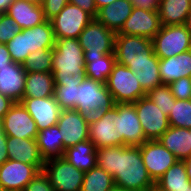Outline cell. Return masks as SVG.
<instances>
[{"mask_svg": "<svg viewBox=\"0 0 191 191\" xmlns=\"http://www.w3.org/2000/svg\"><path fill=\"white\" fill-rule=\"evenodd\" d=\"M4 14H5V12L0 10V22H1L2 18H3V16H4Z\"/></svg>", "mask_w": 191, "mask_h": 191, "instance_id": "cell-55", "label": "cell"}, {"mask_svg": "<svg viewBox=\"0 0 191 191\" xmlns=\"http://www.w3.org/2000/svg\"><path fill=\"white\" fill-rule=\"evenodd\" d=\"M152 43L155 55L165 59L190 50L191 35L185 24L161 26Z\"/></svg>", "mask_w": 191, "mask_h": 191, "instance_id": "cell-7", "label": "cell"}, {"mask_svg": "<svg viewBox=\"0 0 191 191\" xmlns=\"http://www.w3.org/2000/svg\"><path fill=\"white\" fill-rule=\"evenodd\" d=\"M143 163L156 182L178 159L158 140H147L140 146Z\"/></svg>", "mask_w": 191, "mask_h": 191, "instance_id": "cell-12", "label": "cell"}, {"mask_svg": "<svg viewBox=\"0 0 191 191\" xmlns=\"http://www.w3.org/2000/svg\"><path fill=\"white\" fill-rule=\"evenodd\" d=\"M116 62L128 67L135 73L141 87L147 93L162 85L159 72L160 59L157 55L136 58H115Z\"/></svg>", "mask_w": 191, "mask_h": 191, "instance_id": "cell-13", "label": "cell"}, {"mask_svg": "<svg viewBox=\"0 0 191 191\" xmlns=\"http://www.w3.org/2000/svg\"><path fill=\"white\" fill-rule=\"evenodd\" d=\"M159 72L163 84L182 77H191V49L177 56L160 59Z\"/></svg>", "mask_w": 191, "mask_h": 191, "instance_id": "cell-24", "label": "cell"}, {"mask_svg": "<svg viewBox=\"0 0 191 191\" xmlns=\"http://www.w3.org/2000/svg\"><path fill=\"white\" fill-rule=\"evenodd\" d=\"M27 43L30 53L38 49H51L55 46L54 31L51 21L36 25L35 27L27 29Z\"/></svg>", "mask_w": 191, "mask_h": 191, "instance_id": "cell-32", "label": "cell"}, {"mask_svg": "<svg viewBox=\"0 0 191 191\" xmlns=\"http://www.w3.org/2000/svg\"><path fill=\"white\" fill-rule=\"evenodd\" d=\"M115 63L114 54H106L103 57L85 58V77L105 84Z\"/></svg>", "mask_w": 191, "mask_h": 191, "instance_id": "cell-33", "label": "cell"}, {"mask_svg": "<svg viewBox=\"0 0 191 191\" xmlns=\"http://www.w3.org/2000/svg\"><path fill=\"white\" fill-rule=\"evenodd\" d=\"M190 35H191V10L188 12L187 20L185 23Z\"/></svg>", "mask_w": 191, "mask_h": 191, "instance_id": "cell-51", "label": "cell"}, {"mask_svg": "<svg viewBox=\"0 0 191 191\" xmlns=\"http://www.w3.org/2000/svg\"><path fill=\"white\" fill-rule=\"evenodd\" d=\"M36 142L45 161L62 157L64 154V144L58 125L38 131Z\"/></svg>", "mask_w": 191, "mask_h": 191, "instance_id": "cell-29", "label": "cell"}, {"mask_svg": "<svg viewBox=\"0 0 191 191\" xmlns=\"http://www.w3.org/2000/svg\"><path fill=\"white\" fill-rule=\"evenodd\" d=\"M54 48L38 49L28 55L22 66L26 73L52 72Z\"/></svg>", "mask_w": 191, "mask_h": 191, "instance_id": "cell-35", "label": "cell"}, {"mask_svg": "<svg viewBox=\"0 0 191 191\" xmlns=\"http://www.w3.org/2000/svg\"><path fill=\"white\" fill-rule=\"evenodd\" d=\"M20 103L35 121L38 131L57 125L61 108L54 96L47 98L23 97Z\"/></svg>", "mask_w": 191, "mask_h": 191, "instance_id": "cell-17", "label": "cell"}, {"mask_svg": "<svg viewBox=\"0 0 191 191\" xmlns=\"http://www.w3.org/2000/svg\"><path fill=\"white\" fill-rule=\"evenodd\" d=\"M43 171L55 191H81L85 172L76 169L65 158L46 160Z\"/></svg>", "mask_w": 191, "mask_h": 191, "instance_id": "cell-8", "label": "cell"}, {"mask_svg": "<svg viewBox=\"0 0 191 191\" xmlns=\"http://www.w3.org/2000/svg\"><path fill=\"white\" fill-rule=\"evenodd\" d=\"M146 191H165L160 186H158L156 183H154L149 189Z\"/></svg>", "mask_w": 191, "mask_h": 191, "instance_id": "cell-52", "label": "cell"}, {"mask_svg": "<svg viewBox=\"0 0 191 191\" xmlns=\"http://www.w3.org/2000/svg\"><path fill=\"white\" fill-rule=\"evenodd\" d=\"M155 183L165 191H186L191 181L186 173L184 161L178 160Z\"/></svg>", "mask_w": 191, "mask_h": 191, "instance_id": "cell-31", "label": "cell"}, {"mask_svg": "<svg viewBox=\"0 0 191 191\" xmlns=\"http://www.w3.org/2000/svg\"><path fill=\"white\" fill-rule=\"evenodd\" d=\"M114 106L113 96L104 83L85 77L78 85L75 109L81 114L91 117Z\"/></svg>", "mask_w": 191, "mask_h": 191, "instance_id": "cell-4", "label": "cell"}, {"mask_svg": "<svg viewBox=\"0 0 191 191\" xmlns=\"http://www.w3.org/2000/svg\"><path fill=\"white\" fill-rule=\"evenodd\" d=\"M147 140H157L169 127V119L147 96L133 103Z\"/></svg>", "mask_w": 191, "mask_h": 191, "instance_id": "cell-10", "label": "cell"}, {"mask_svg": "<svg viewBox=\"0 0 191 191\" xmlns=\"http://www.w3.org/2000/svg\"><path fill=\"white\" fill-rule=\"evenodd\" d=\"M115 37L116 33L93 18L78 37L79 44L83 48L84 58L114 54Z\"/></svg>", "mask_w": 191, "mask_h": 191, "instance_id": "cell-6", "label": "cell"}, {"mask_svg": "<svg viewBox=\"0 0 191 191\" xmlns=\"http://www.w3.org/2000/svg\"><path fill=\"white\" fill-rule=\"evenodd\" d=\"M1 125L7 136L36 139L38 134L35 121L20 102H15L8 110Z\"/></svg>", "mask_w": 191, "mask_h": 191, "instance_id": "cell-14", "label": "cell"}, {"mask_svg": "<svg viewBox=\"0 0 191 191\" xmlns=\"http://www.w3.org/2000/svg\"><path fill=\"white\" fill-rule=\"evenodd\" d=\"M14 104L15 102L11 98L0 93V122Z\"/></svg>", "mask_w": 191, "mask_h": 191, "instance_id": "cell-46", "label": "cell"}, {"mask_svg": "<svg viewBox=\"0 0 191 191\" xmlns=\"http://www.w3.org/2000/svg\"><path fill=\"white\" fill-rule=\"evenodd\" d=\"M157 140L180 161L191 156L190 129L170 126Z\"/></svg>", "mask_w": 191, "mask_h": 191, "instance_id": "cell-22", "label": "cell"}, {"mask_svg": "<svg viewBox=\"0 0 191 191\" xmlns=\"http://www.w3.org/2000/svg\"><path fill=\"white\" fill-rule=\"evenodd\" d=\"M186 191H191V185L188 186L187 190Z\"/></svg>", "mask_w": 191, "mask_h": 191, "instance_id": "cell-56", "label": "cell"}, {"mask_svg": "<svg viewBox=\"0 0 191 191\" xmlns=\"http://www.w3.org/2000/svg\"><path fill=\"white\" fill-rule=\"evenodd\" d=\"M30 3H33V4H36V5H39V6H42L44 0H26Z\"/></svg>", "mask_w": 191, "mask_h": 191, "instance_id": "cell-53", "label": "cell"}, {"mask_svg": "<svg viewBox=\"0 0 191 191\" xmlns=\"http://www.w3.org/2000/svg\"><path fill=\"white\" fill-rule=\"evenodd\" d=\"M69 3L78 6L80 9L89 13L93 18L97 17L98 10L94 0H69Z\"/></svg>", "mask_w": 191, "mask_h": 191, "instance_id": "cell-43", "label": "cell"}, {"mask_svg": "<svg viewBox=\"0 0 191 191\" xmlns=\"http://www.w3.org/2000/svg\"><path fill=\"white\" fill-rule=\"evenodd\" d=\"M90 117L81 114L76 109L61 110L58 128L64 144V151L79 142L89 139Z\"/></svg>", "mask_w": 191, "mask_h": 191, "instance_id": "cell-11", "label": "cell"}, {"mask_svg": "<svg viewBox=\"0 0 191 191\" xmlns=\"http://www.w3.org/2000/svg\"><path fill=\"white\" fill-rule=\"evenodd\" d=\"M96 150L95 144L88 139L66 148L62 157L76 169L87 172L97 166Z\"/></svg>", "mask_w": 191, "mask_h": 191, "instance_id": "cell-27", "label": "cell"}, {"mask_svg": "<svg viewBox=\"0 0 191 191\" xmlns=\"http://www.w3.org/2000/svg\"><path fill=\"white\" fill-rule=\"evenodd\" d=\"M54 77L52 72L26 73L23 97L47 98L54 95Z\"/></svg>", "mask_w": 191, "mask_h": 191, "instance_id": "cell-30", "label": "cell"}, {"mask_svg": "<svg viewBox=\"0 0 191 191\" xmlns=\"http://www.w3.org/2000/svg\"><path fill=\"white\" fill-rule=\"evenodd\" d=\"M121 117V136L124 146H141L147 141L133 103L117 104Z\"/></svg>", "mask_w": 191, "mask_h": 191, "instance_id": "cell-19", "label": "cell"}, {"mask_svg": "<svg viewBox=\"0 0 191 191\" xmlns=\"http://www.w3.org/2000/svg\"><path fill=\"white\" fill-rule=\"evenodd\" d=\"M69 3V0H44L42 4L46 20L53 19Z\"/></svg>", "mask_w": 191, "mask_h": 191, "instance_id": "cell-42", "label": "cell"}, {"mask_svg": "<svg viewBox=\"0 0 191 191\" xmlns=\"http://www.w3.org/2000/svg\"><path fill=\"white\" fill-rule=\"evenodd\" d=\"M132 10L133 4L130 0H117L100 8L96 19L106 28L118 33L126 19L131 15Z\"/></svg>", "mask_w": 191, "mask_h": 191, "instance_id": "cell-25", "label": "cell"}, {"mask_svg": "<svg viewBox=\"0 0 191 191\" xmlns=\"http://www.w3.org/2000/svg\"><path fill=\"white\" fill-rule=\"evenodd\" d=\"M115 187L113 177L96 166L85 172L81 191H110Z\"/></svg>", "mask_w": 191, "mask_h": 191, "instance_id": "cell-34", "label": "cell"}, {"mask_svg": "<svg viewBox=\"0 0 191 191\" xmlns=\"http://www.w3.org/2000/svg\"><path fill=\"white\" fill-rule=\"evenodd\" d=\"M23 191H55L44 171L39 173L25 186Z\"/></svg>", "mask_w": 191, "mask_h": 191, "instance_id": "cell-41", "label": "cell"}, {"mask_svg": "<svg viewBox=\"0 0 191 191\" xmlns=\"http://www.w3.org/2000/svg\"><path fill=\"white\" fill-rule=\"evenodd\" d=\"M85 78V73H77L67 78H54V97L61 110H70L77 107V88Z\"/></svg>", "mask_w": 191, "mask_h": 191, "instance_id": "cell-26", "label": "cell"}, {"mask_svg": "<svg viewBox=\"0 0 191 191\" xmlns=\"http://www.w3.org/2000/svg\"><path fill=\"white\" fill-rule=\"evenodd\" d=\"M38 173L34 165L8 159L0 166V190L23 191Z\"/></svg>", "mask_w": 191, "mask_h": 191, "instance_id": "cell-15", "label": "cell"}, {"mask_svg": "<svg viewBox=\"0 0 191 191\" xmlns=\"http://www.w3.org/2000/svg\"><path fill=\"white\" fill-rule=\"evenodd\" d=\"M89 140L96 149L109 146H124L121 136V117L117 104L108 111L93 115L89 119Z\"/></svg>", "mask_w": 191, "mask_h": 191, "instance_id": "cell-3", "label": "cell"}, {"mask_svg": "<svg viewBox=\"0 0 191 191\" xmlns=\"http://www.w3.org/2000/svg\"><path fill=\"white\" fill-rule=\"evenodd\" d=\"M160 28L158 11H146L142 8L133 7L131 15L116 34L142 36L152 40Z\"/></svg>", "mask_w": 191, "mask_h": 191, "instance_id": "cell-16", "label": "cell"}, {"mask_svg": "<svg viewBox=\"0 0 191 191\" xmlns=\"http://www.w3.org/2000/svg\"><path fill=\"white\" fill-rule=\"evenodd\" d=\"M191 10V0H160L158 15L161 26L183 25Z\"/></svg>", "mask_w": 191, "mask_h": 191, "instance_id": "cell-28", "label": "cell"}, {"mask_svg": "<svg viewBox=\"0 0 191 191\" xmlns=\"http://www.w3.org/2000/svg\"><path fill=\"white\" fill-rule=\"evenodd\" d=\"M12 62L6 44L0 43V68L8 66Z\"/></svg>", "mask_w": 191, "mask_h": 191, "instance_id": "cell-47", "label": "cell"}, {"mask_svg": "<svg viewBox=\"0 0 191 191\" xmlns=\"http://www.w3.org/2000/svg\"><path fill=\"white\" fill-rule=\"evenodd\" d=\"M97 166L108 172L115 187L146 191L155 182L143 163L140 146H109L96 150Z\"/></svg>", "mask_w": 191, "mask_h": 191, "instance_id": "cell-1", "label": "cell"}, {"mask_svg": "<svg viewBox=\"0 0 191 191\" xmlns=\"http://www.w3.org/2000/svg\"><path fill=\"white\" fill-rule=\"evenodd\" d=\"M52 73L54 78H67L68 75L85 73L84 52L78 39L55 40Z\"/></svg>", "mask_w": 191, "mask_h": 191, "instance_id": "cell-2", "label": "cell"}, {"mask_svg": "<svg viewBox=\"0 0 191 191\" xmlns=\"http://www.w3.org/2000/svg\"><path fill=\"white\" fill-rule=\"evenodd\" d=\"M133 7L142 8L146 11H157L160 0H130Z\"/></svg>", "mask_w": 191, "mask_h": 191, "instance_id": "cell-44", "label": "cell"}, {"mask_svg": "<svg viewBox=\"0 0 191 191\" xmlns=\"http://www.w3.org/2000/svg\"><path fill=\"white\" fill-rule=\"evenodd\" d=\"M110 191H128V190H125V189H120V188H117V187H114L112 190Z\"/></svg>", "mask_w": 191, "mask_h": 191, "instance_id": "cell-54", "label": "cell"}, {"mask_svg": "<svg viewBox=\"0 0 191 191\" xmlns=\"http://www.w3.org/2000/svg\"><path fill=\"white\" fill-rule=\"evenodd\" d=\"M12 3L13 0H0V10L6 13Z\"/></svg>", "mask_w": 191, "mask_h": 191, "instance_id": "cell-49", "label": "cell"}, {"mask_svg": "<svg viewBox=\"0 0 191 191\" xmlns=\"http://www.w3.org/2000/svg\"><path fill=\"white\" fill-rule=\"evenodd\" d=\"M152 40L142 36L116 34L114 55L115 58H136L153 56Z\"/></svg>", "mask_w": 191, "mask_h": 191, "instance_id": "cell-21", "label": "cell"}, {"mask_svg": "<svg viewBox=\"0 0 191 191\" xmlns=\"http://www.w3.org/2000/svg\"><path fill=\"white\" fill-rule=\"evenodd\" d=\"M7 160V135L4 133L0 122V166L3 165Z\"/></svg>", "mask_w": 191, "mask_h": 191, "instance_id": "cell-45", "label": "cell"}, {"mask_svg": "<svg viewBox=\"0 0 191 191\" xmlns=\"http://www.w3.org/2000/svg\"><path fill=\"white\" fill-rule=\"evenodd\" d=\"M116 1L117 0H94L97 10H99L103 6L110 5Z\"/></svg>", "mask_w": 191, "mask_h": 191, "instance_id": "cell-48", "label": "cell"}, {"mask_svg": "<svg viewBox=\"0 0 191 191\" xmlns=\"http://www.w3.org/2000/svg\"><path fill=\"white\" fill-rule=\"evenodd\" d=\"M105 85L111 92L115 104L134 103L146 96V92L135 78V73L117 62Z\"/></svg>", "mask_w": 191, "mask_h": 191, "instance_id": "cell-5", "label": "cell"}, {"mask_svg": "<svg viewBox=\"0 0 191 191\" xmlns=\"http://www.w3.org/2000/svg\"><path fill=\"white\" fill-rule=\"evenodd\" d=\"M168 119L170 126L191 129V99H176Z\"/></svg>", "mask_w": 191, "mask_h": 191, "instance_id": "cell-36", "label": "cell"}, {"mask_svg": "<svg viewBox=\"0 0 191 191\" xmlns=\"http://www.w3.org/2000/svg\"><path fill=\"white\" fill-rule=\"evenodd\" d=\"M6 46L11 60L23 64L30 54L27 43V29H22L20 33H16V35L8 41Z\"/></svg>", "mask_w": 191, "mask_h": 191, "instance_id": "cell-38", "label": "cell"}, {"mask_svg": "<svg viewBox=\"0 0 191 191\" xmlns=\"http://www.w3.org/2000/svg\"><path fill=\"white\" fill-rule=\"evenodd\" d=\"M172 95L176 99H191V77H182L168 84Z\"/></svg>", "mask_w": 191, "mask_h": 191, "instance_id": "cell-40", "label": "cell"}, {"mask_svg": "<svg viewBox=\"0 0 191 191\" xmlns=\"http://www.w3.org/2000/svg\"><path fill=\"white\" fill-rule=\"evenodd\" d=\"M21 30L15 20L5 13L0 22V43L7 44Z\"/></svg>", "mask_w": 191, "mask_h": 191, "instance_id": "cell-39", "label": "cell"}, {"mask_svg": "<svg viewBox=\"0 0 191 191\" xmlns=\"http://www.w3.org/2000/svg\"><path fill=\"white\" fill-rule=\"evenodd\" d=\"M93 17L78 6L68 3L61 12L51 19L54 37L78 39Z\"/></svg>", "mask_w": 191, "mask_h": 191, "instance_id": "cell-9", "label": "cell"}, {"mask_svg": "<svg viewBox=\"0 0 191 191\" xmlns=\"http://www.w3.org/2000/svg\"><path fill=\"white\" fill-rule=\"evenodd\" d=\"M6 14L12 17L21 29L32 28L46 21L42 6L26 0H13Z\"/></svg>", "mask_w": 191, "mask_h": 191, "instance_id": "cell-23", "label": "cell"}, {"mask_svg": "<svg viewBox=\"0 0 191 191\" xmlns=\"http://www.w3.org/2000/svg\"><path fill=\"white\" fill-rule=\"evenodd\" d=\"M7 154L8 159L34 165L39 171L43 170L45 160L40 155L36 139L7 136Z\"/></svg>", "mask_w": 191, "mask_h": 191, "instance_id": "cell-18", "label": "cell"}, {"mask_svg": "<svg viewBox=\"0 0 191 191\" xmlns=\"http://www.w3.org/2000/svg\"><path fill=\"white\" fill-rule=\"evenodd\" d=\"M146 96L167 116L172 110L173 103L176 101L168 84H162L149 90Z\"/></svg>", "mask_w": 191, "mask_h": 191, "instance_id": "cell-37", "label": "cell"}, {"mask_svg": "<svg viewBox=\"0 0 191 191\" xmlns=\"http://www.w3.org/2000/svg\"><path fill=\"white\" fill-rule=\"evenodd\" d=\"M184 161L186 173L188 175L189 180L191 181V156Z\"/></svg>", "mask_w": 191, "mask_h": 191, "instance_id": "cell-50", "label": "cell"}, {"mask_svg": "<svg viewBox=\"0 0 191 191\" xmlns=\"http://www.w3.org/2000/svg\"><path fill=\"white\" fill-rule=\"evenodd\" d=\"M26 72L20 63L0 68V93L20 102L24 96Z\"/></svg>", "mask_w": 191, "mask_h": 191, "instance_id": "cell-20", "label": "cell"}]
</instances>
